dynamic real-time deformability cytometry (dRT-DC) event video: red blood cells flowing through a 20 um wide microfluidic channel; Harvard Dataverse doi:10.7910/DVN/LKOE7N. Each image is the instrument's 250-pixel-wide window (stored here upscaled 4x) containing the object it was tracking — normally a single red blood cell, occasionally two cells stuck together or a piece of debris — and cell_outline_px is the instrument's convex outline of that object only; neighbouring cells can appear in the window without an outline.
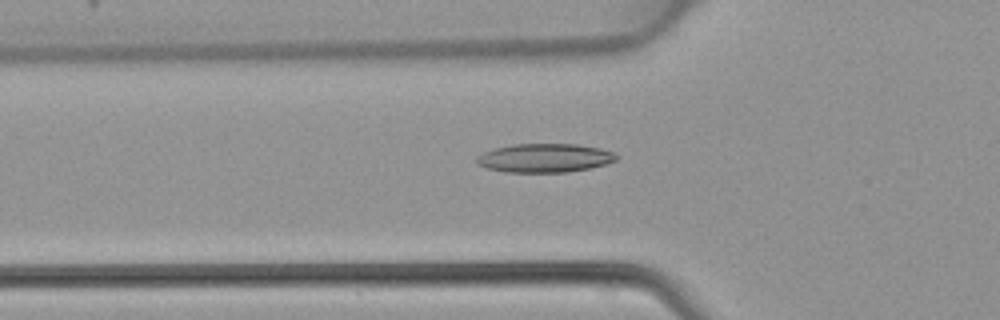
{"species": "common noctule bat (a hibernating species)", "species_latin": "Nyctalus noctula", "temperature_condition": "warm", "stored_images_in_passage": 46, "camera_frame_rate_fps": 3000, "um_per_image_px": 0.085, "animal": {"sex": "female", "body_mass_g": 22.7, "forearm_length_mm": 54.2}, "frame": {"image": 1, "passage_image": 16, "time_ms": 5.0, "image_size_px": [1000, 320], "cell_outline_px": [[620, 156], [616, 160], [608, 164], [588, 168], [564, 172], [508, 172], [488, 168], [476, 164], [476, 156], [484, 152], [496, 148], [512, 144], [580, 144], [600, 148], [612, 152]], "centroid_in_image_um": [46.31, 13.42], "position_along_channel_um": 79.5, "area_um2": 23.41}}
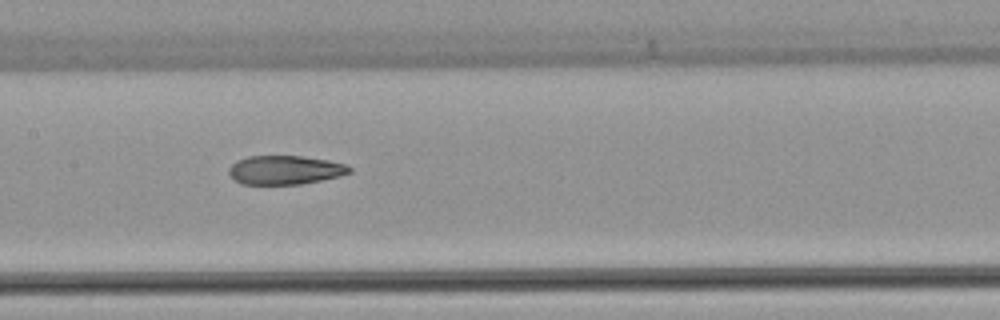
{"frame": {"image": 2, "passage_image": 23, "time_ms": 7.333, "image_size_px": [1000, 320], "cell_outline_px": [[352, 172], [340, 176], [300, 184], [244, 184], [236, 180], [228, 172], [228, 168], [236, 160], [248, 156], [304, 156], [328, 160], [344, 164], [352, 168]], "centroid_in_image_um": [24.23, 14.44], "position_along_channel_um": 183.2, "area_um2": 20.23}}
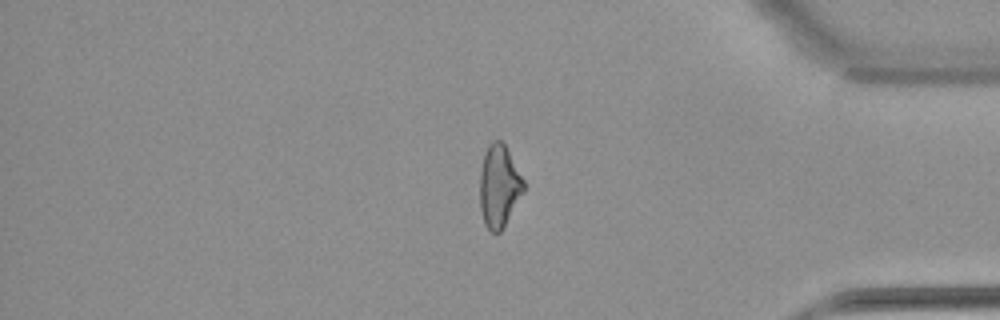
{"frame": {"image": 3, "passage_image": 39, "time_ms": 12.667, "image_size_px": [1000, 320], "cell_outline_px": [[524, 192], [500, 232], [492, 232], [484, 224], [480, 208], [480, 172], [484, 152], [492, 140], [500, 140], [504, 144], [524, 180]], "centroid_in_image_um": [42.41, 15.82], "position_along_channel_um": 392.8, "area_um2": 20.87}}